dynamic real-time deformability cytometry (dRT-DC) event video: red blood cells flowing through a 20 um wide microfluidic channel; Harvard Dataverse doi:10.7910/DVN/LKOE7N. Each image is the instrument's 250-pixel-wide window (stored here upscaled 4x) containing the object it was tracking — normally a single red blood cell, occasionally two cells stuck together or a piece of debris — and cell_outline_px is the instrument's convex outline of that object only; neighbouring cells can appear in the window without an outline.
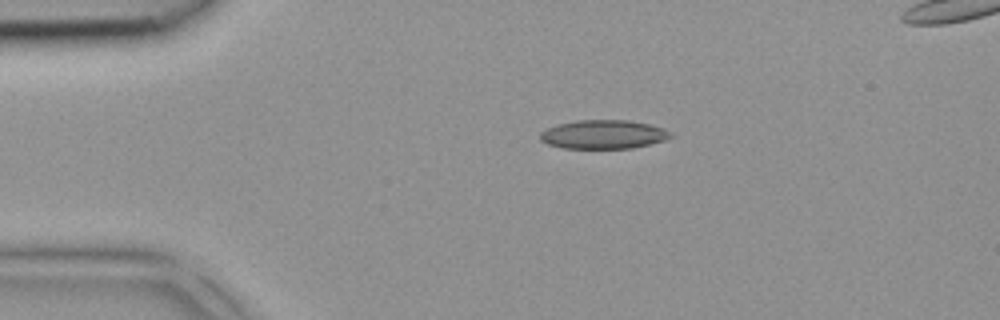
{"species": "common noctule bat (a hibernating species)", "species_latin": "Nyctalus noctula", "temperature_condition": "room temperature", "stored_images_in_passage": 3, "camera_frame_rate_fps": 3000, "um_per_image_px": 0.085, "animal": {"sex": "female", "body_mass_g": 18.4}, "frame": {"image": 1, "passage_image": 1, "time_ms": 0.0, "image_size_px": [1000, 320], "cell_outline_px": [[676, 136], [664, 140], [632, 148], [560, 148], [548, 144], [540, 140], [540, 132], [556, 124], [576, 120], [628, 120], [648, 124], [664, 128]], "centroid_in_image_um": [51.28, 11.42], "position_along_channel_um": 33.7, "area_um2": 21.96}}